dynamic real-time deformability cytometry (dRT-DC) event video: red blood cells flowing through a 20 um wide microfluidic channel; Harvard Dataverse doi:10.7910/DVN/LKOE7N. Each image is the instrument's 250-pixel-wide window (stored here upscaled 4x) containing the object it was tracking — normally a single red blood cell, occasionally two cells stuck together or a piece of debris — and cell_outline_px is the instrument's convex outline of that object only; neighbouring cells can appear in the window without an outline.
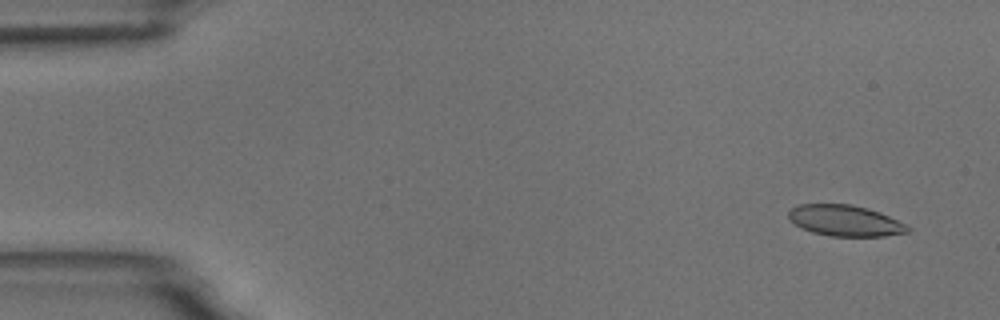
{"species": "common noctule bat (a hibernating species)", "species_latin": "Nyctalus noctula", "temperature_condition": "room temperature", "stored_images_in_passage": 5, "camera_frame_rate_fps": 3000, "um_per_image_px": 0.085, "animal": {"sex": "male", "body_mass_g": 18.8}, "frame": {"image": 1, "passage_image": 1, "time_ms": 0.0, "image_size_px": [1000, 320], "cell_outline_px": [[912, 228], [908, 232], [884, 236], [832, 236], [812, 232], [796, 224], [788, 216], [788, 212], [792, 208], [800, 204], [852, 204], [880, 212]], "centroid_in_image_um": [71.85, 18.75], "position_along_channel_um": 13.2, "area_um2": 21.21}}